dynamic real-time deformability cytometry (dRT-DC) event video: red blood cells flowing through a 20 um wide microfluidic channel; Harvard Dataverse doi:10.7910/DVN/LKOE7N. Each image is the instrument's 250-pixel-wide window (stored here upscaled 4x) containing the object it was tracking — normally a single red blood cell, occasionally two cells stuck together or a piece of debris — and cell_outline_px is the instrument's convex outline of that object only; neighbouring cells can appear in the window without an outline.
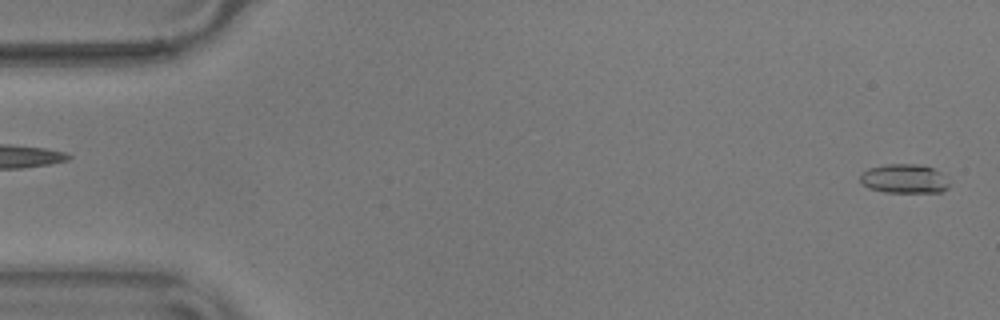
{"species": "common noctule bat (a hibernating species)", "species_latin": "Nyctalus noctula", "temperature_condition": "warm", "stored_images_in_passage": 8, "camera_frame_rate_fps": 3000, "um_per_image_px": 0.085, "animal": {"sex": "male", "body_mass_g": 17.9}, "frame": {"image": 1, "passage_image": 2, "time_ms": 0.333, "image_size_px": [1000, 320], "cell_outline_px": [[948, 188], [940, 192], [884, 192], [868, 188], [860, 180], [860, 176], [868, 168], [884, 164], [916, 164], [932, 168], [940, 172], [948, 184]], "centroid_in_image_um": [76.83, 15.19], "position_along_channel_um": 8.2, "area_um2": 14.91}}